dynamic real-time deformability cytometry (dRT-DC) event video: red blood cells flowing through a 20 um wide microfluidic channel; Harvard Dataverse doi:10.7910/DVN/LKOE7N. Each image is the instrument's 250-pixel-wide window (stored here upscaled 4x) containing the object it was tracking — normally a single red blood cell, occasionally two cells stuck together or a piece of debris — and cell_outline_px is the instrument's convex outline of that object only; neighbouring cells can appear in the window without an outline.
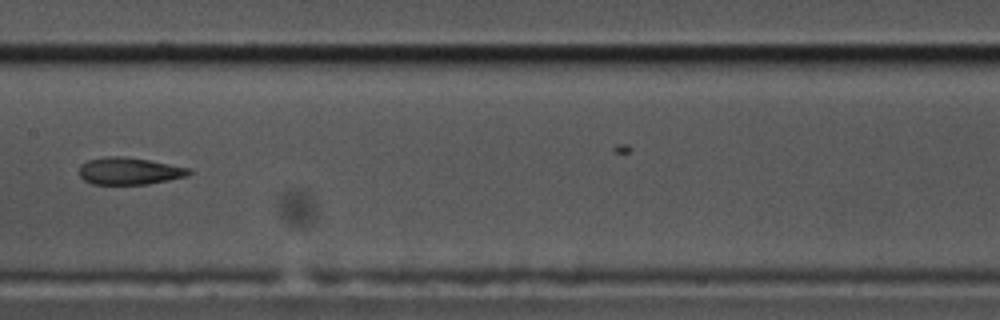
{"species": "common noctule bat (a hibernating species)", "species_latin": "Nyctalus noctula", "temperature_condition": "cold", "stored_images_in_passage": 15, "camera_frame_rate_fps": 3000, "um_per_image_px": 0.085, "animal": {"sex": "male", "body_mass_g": 17.5, "forearm_length_mm": 52.3}, "frame": {"image": 1, "passage_image": 7, "time_ms": 2.0, "image_size_px": [1000, 320], "cell_outline_px": [[192, 172], [188, 176], [148, 184], [92, 184], [84, 180], [80, 176], [80, 164], [88, 160], [104, 156], [124, 156], [148, 160], [192, 168]], "centroid_in_image_um": [11.0, 14.53], "position_along_channel_um": 196.4, "area_um2": 17.46}}
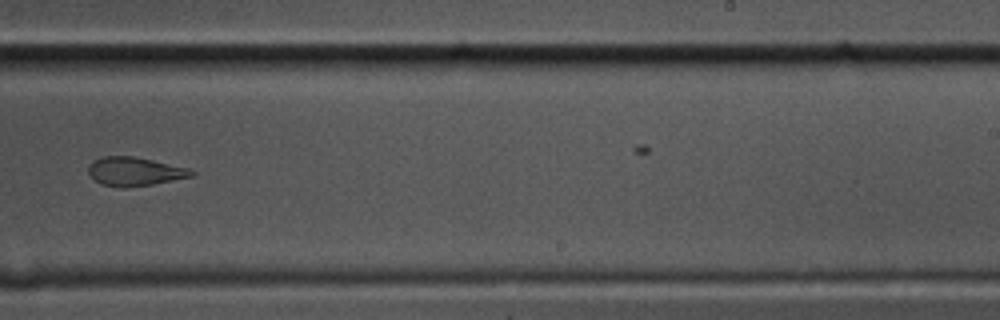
{"frame": {"image": 2, "passage_image": 9, "time_ms": 2.667, "image_size_px": [1000, 320], "cell_outline_px": [[196, 172], [192, 176], [152, 184], [124, 188], [120, 188], [100, 184], [88, 172], [88, 164], [92, 160], [104, 156], [132, 156], [152, 160], [188, 168]], "centroid_in_image_um": [11.4, 14.57], "position_along_channel_um": 277.6, "area_um2": 17.17}}